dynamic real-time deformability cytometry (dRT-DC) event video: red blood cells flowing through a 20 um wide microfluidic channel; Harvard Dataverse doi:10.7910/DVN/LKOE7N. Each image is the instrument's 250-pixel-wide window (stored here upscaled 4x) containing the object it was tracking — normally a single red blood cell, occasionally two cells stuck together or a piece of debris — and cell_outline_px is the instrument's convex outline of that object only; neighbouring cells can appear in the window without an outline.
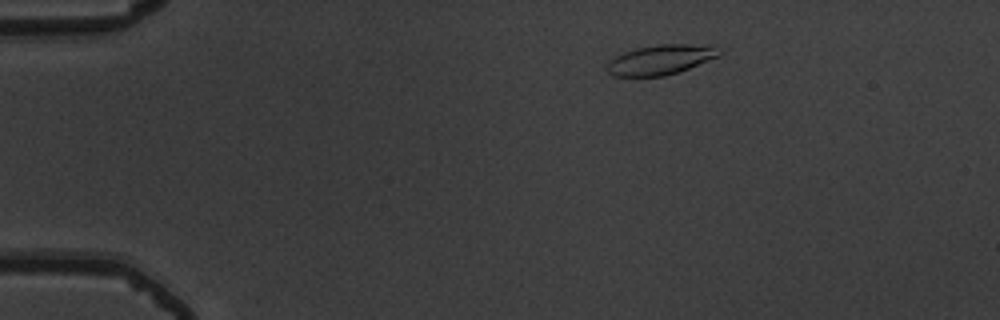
{"species": "common noctule bat (a hibernating species)", "species_latin": "Nyctalus noctula", "temperature_condition": "warm", "stored_images_in_passage": 46, "camera_frame_rate_fps": 3000, "um_per_image_px": 0.085, "animal": {"sex": "male", "body_mass_g": 19.5, "forearm_length_mm": 54.6}, "frame": {"image": 1, "passage_image": 1, "time_ms": 0.0, "image_size_px": [1000, 320], "cell_outline_px": [[724, 52], [720, 56], [680, 72], [664, 76], [612, 76], [604, 68], [608, 60], [624, 52], [656, 44], [716, 44]], "centroid_in_image_um": [56.22, 5.06], "position_along_channel_um": 28.8, "area_um2": 20.06}}
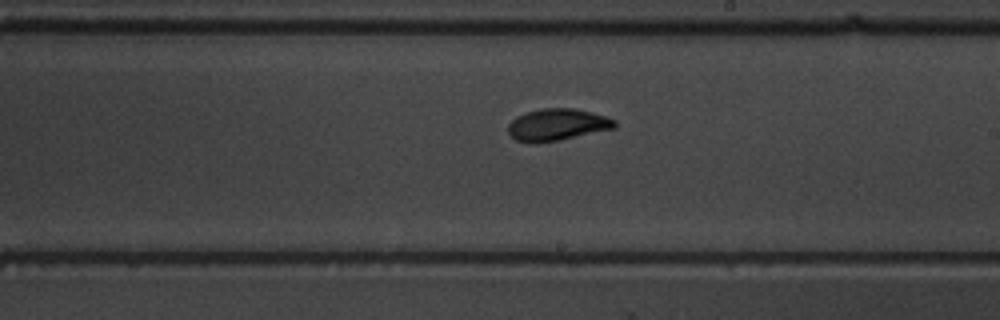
{"frame": {"image": 2, "passage_image": 24, "time_ms": 7.667, "image_size_px": [1000, 320], "cell_outline_px": [[616, 128], [556, 140], [516, 140], [508, 132], [508, 124], [516, 116], [540, 108], [572, 108], [592, 112], [616, 120]], "centroid_in_image_um": [47.4, 10.55], "position_along_channel_um": 241.6, "area_um2": 19.07}}
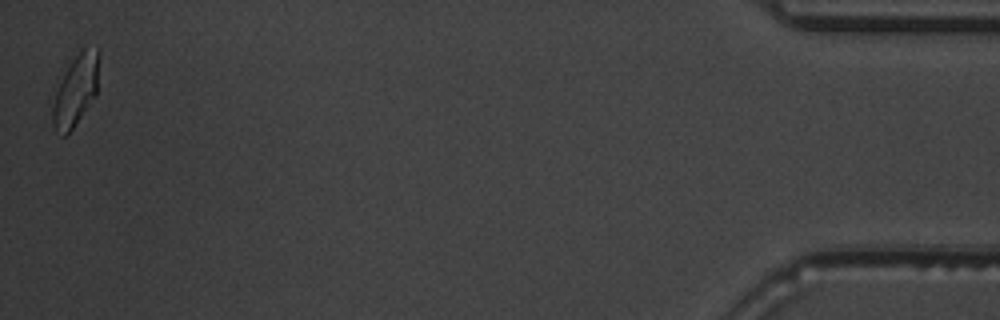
{"frame": {"image": 3, "passage_image": 46, "time_ms": 15.0, "image_size_px": [1000, 320], "cell_outline_px": [[100, 52], [96, 96], [72, 128], [64, 136], [60, 136], [56, 132], [52, 124], [52, 108], [60, 68], [84, 48], [100, 48]], "centroid_in_image_um": [6.4, 7.6], "position_along_channel_um": 428.8, "area_um2": 20.0}, "authors_computed_cell_mechanics": {"area_um2": 18.9295, "velocity_mm_per_s": 3.7111, "shape_relaxation_time_tau1_ms": 3.9712, "shape_relaxation_time_tau2_ms": 1.7443, "deformation_change_tau1": 0.1646, "deformation_change_tau2": 0.0685}}